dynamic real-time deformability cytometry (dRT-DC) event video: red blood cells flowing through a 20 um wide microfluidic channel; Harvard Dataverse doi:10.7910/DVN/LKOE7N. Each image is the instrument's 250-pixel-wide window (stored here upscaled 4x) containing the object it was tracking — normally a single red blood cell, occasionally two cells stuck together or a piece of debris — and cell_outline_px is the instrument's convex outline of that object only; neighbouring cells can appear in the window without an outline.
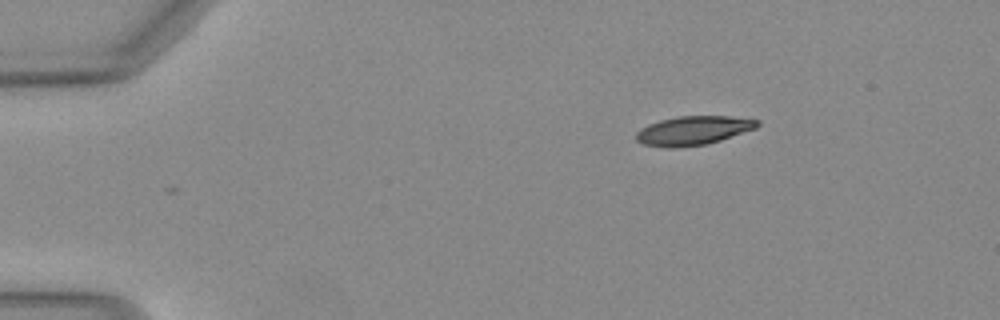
{"species": "Egyptian fruit bat (a non-hibernating species)", "species_latin": "Rousettus aegyptiacus", "temperature_condition": "warm", "stored_images_in_passage": 43, "camera_frame_rate_fps": 3000, "um_per_image_px": 0.085, "animal": {"sex": "female"}, "frame": {"image": 1, "passage_image": 1, "time_ms": 0.0, "image_size_px": [1000, 320], "cell_outline_px": [[760, 124], [756, 128], [708, 144], [676, 148], [664, 148], [644, 144], [636, 140], [636, 132], [640, 128], [648, 124], [660, 120], [680, 116], [728, 116], [760, 120]], "centroid_in_image_um": [58.9, 11.1], "position_along_channel_um": 26.1, "area_um2": 20.52}}
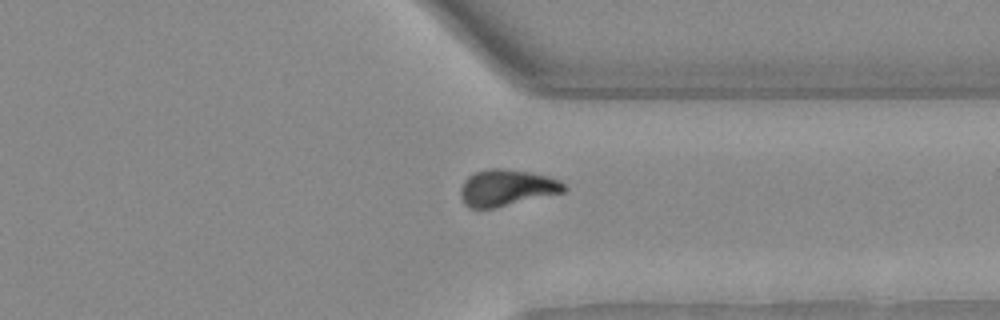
{"frame": {"image": 2, "passage_image": 32, "time_ms": 10.333, "image_size_px": [1000, 320], "cell_outline_px": [[568, 188], [564, 192], [492, 208], [472, 208], [464, 204], [460, 196], [460, 188], [464, 180], [468, 176], [476, 172], [488, 168], [500, 168], [528, 172], [548, 176], [560, 180]], "centroid_in_image_um": [43.05, 15.95], "position_along_channel_um": 368.3, "area_um2": 21.85}}
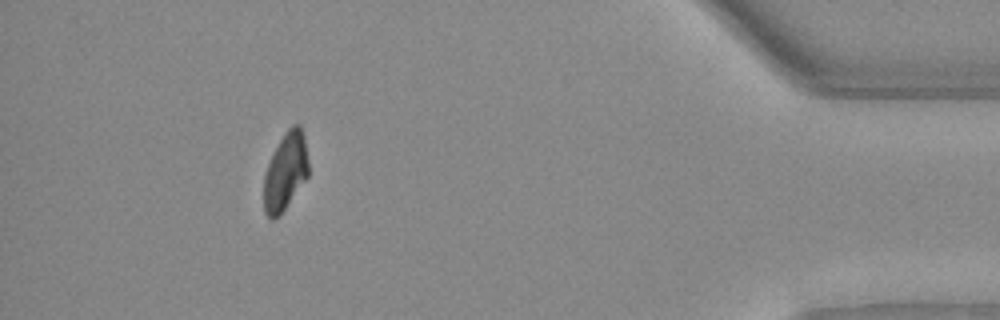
{"frame": {"image": 3, "passage_image": 39, "time_ms": 12.667, "image_size_px": [1000, 320], "cell_outline_px": [[308, 176], [280, 216], [272, 220], [264, 212], [264, 176], [268, 164], [284, 132], [292, 124], [300, 124], [304, 136], [308, 160]], "centroid_in_image_um": [24.27, 14.59], "position_along_channel_um": 410.9, "area_um2": 20.11}, "authors_computed_cell_mechanics": {"area_um2": 21.964, "velocity_mm_per_s": 4.1021, "shape_relaxation_time_tau1_ms": 5.8822, "shape_relaxation_time_tau2_ms": null, "deformation_change_tau1": 0.2021, "deformation_change_tau2": null}}